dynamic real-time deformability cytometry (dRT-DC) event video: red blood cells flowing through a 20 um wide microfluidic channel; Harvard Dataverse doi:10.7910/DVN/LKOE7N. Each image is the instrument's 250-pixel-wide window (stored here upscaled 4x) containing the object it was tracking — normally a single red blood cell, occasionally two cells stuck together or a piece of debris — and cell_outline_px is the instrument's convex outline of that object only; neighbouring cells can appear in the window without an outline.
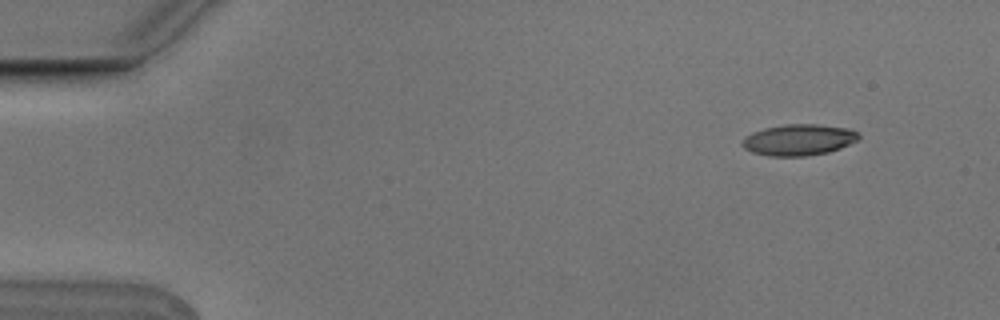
{"species": "Egyptian fruit bat (a non-hibernating species)", "species_latin": "Rousettus aegyptiacus", "temperature_condition": "cold", "stored_images_in_passage": 4, "camera_frame_rate_fps": 3000, "um_per_image_px": 0.085, "animal": {"sex": "male"}, "frame": {"image": 1, "passage_image": 1, "time_ms": 0.0, "image_size_px": [1000, 320], "cell_outline_px": [[860, 140], [840, 148], [828, 152], [804, 156], [768, 156], [752, 152], [744, 148], [740, 144], [752, 132], [764, 128], [784, 124], [816, 124], [848, 128], [860, 132]], "centroid_in_image_um": [67.93, 11.88], "position_along_channel_um": 17.1, "area_um2": 21.27}}
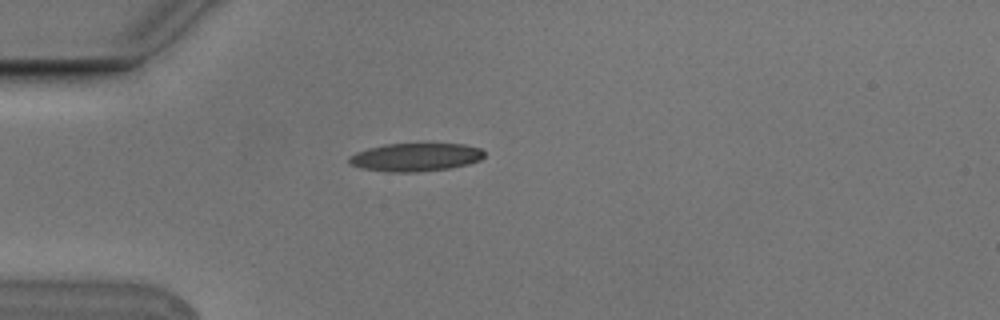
{"frame": {"image": 2, "passage_image": 4, "time_ms": 1.0, "image_size_px": [1000, 320], "cell_outline_px": [[484, 156], [480, 160], [468, 164], [448, 168], [416, 172], [384, 172], [360, 168], [348, 164], [348, 160], [356, 152], [368, 148], [384, 144], [464, 144], [480, 148], [484, 152]], "centroid_in_image_um": [35.29, 13.36], "position_along_channel_um": 49.7, "area_um2": 22.2}}